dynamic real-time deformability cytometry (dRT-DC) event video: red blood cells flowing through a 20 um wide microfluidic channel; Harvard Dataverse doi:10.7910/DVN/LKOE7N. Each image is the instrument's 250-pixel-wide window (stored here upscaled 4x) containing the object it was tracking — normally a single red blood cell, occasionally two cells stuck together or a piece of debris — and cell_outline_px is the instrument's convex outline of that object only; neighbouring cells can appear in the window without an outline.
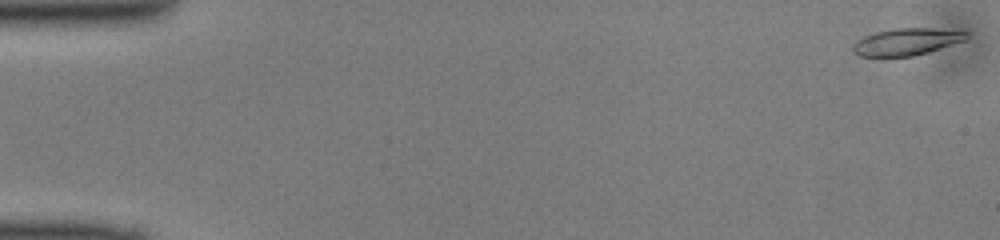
{"species": "common noctule bat (a hibernating species)", "species_latin": "Nyctalus noctula", "temperature_condition": "cold", "stored_images_in_passage": 49, "camera_frame_rate_fps": 3000, "um_per_image_px": 0.085, "animal": {"sex": "male", "body_mass_g": 13.0, "forearm_length_mm": 53.1}, "frame": {"image": 1, "passage_image": 1, "time_ms": 0.0, "image_size_px": [1000, 240], "cell_outline_px": [[968, 36], [964, 40], [928, 52], [912, 56], [884, 60], [880, 60], [860, 56], [852, 52], [852, 44], [856, 40], [864, 36], [876, 32], [896, 28], [932, 28], [968, 32]], "centroid_in_image_um": [76.93, 3.6], "position_along_channel_um": 8.1, "area_um2": 18.5}}
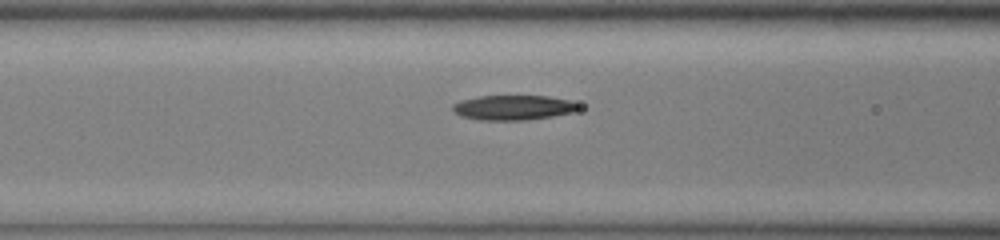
{"frame": {"image": 2, "passage_image": 20, "time_ms": 6.333, "image_size_px": [1000, 240], "cell_outline_px": [[584, 108], [576, 112], [552, 116], [524, 120], [480, 120], [460, 116], [452, 112], [452, 104], [460, 100], [480, 96], [548, 96], [568, 100], [584, 104]], "centroid_in_image_um": [43.68, 9.14], "position_along_channel_um": 122.9, "area_um2": 18.61}}
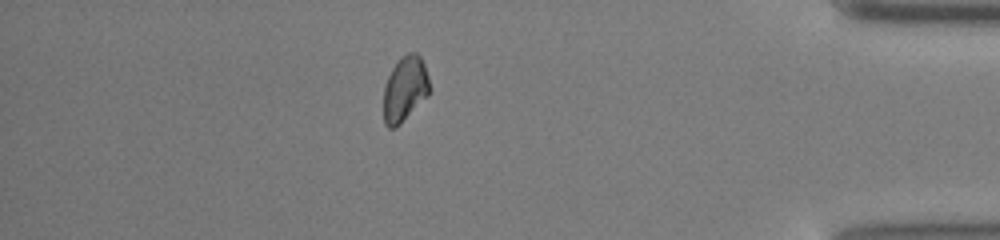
{"frame": {"image": 3, "passage_image": 43, "time_ms": 14.0, "image_size_px": [1000, 240], "cell_outline_px": [[428, 96], [396, 128], [388, 128], [384, 124], [384, 88], [388, 76], [392, 68], [400, 56], [408, 52], [416, 52], [420, 56], [424, 64], [428, 76]], "centroid_in_image_um": [34.4, 7.55], "position_along_channel_um": 400.8, "area_um2": 17.46}}